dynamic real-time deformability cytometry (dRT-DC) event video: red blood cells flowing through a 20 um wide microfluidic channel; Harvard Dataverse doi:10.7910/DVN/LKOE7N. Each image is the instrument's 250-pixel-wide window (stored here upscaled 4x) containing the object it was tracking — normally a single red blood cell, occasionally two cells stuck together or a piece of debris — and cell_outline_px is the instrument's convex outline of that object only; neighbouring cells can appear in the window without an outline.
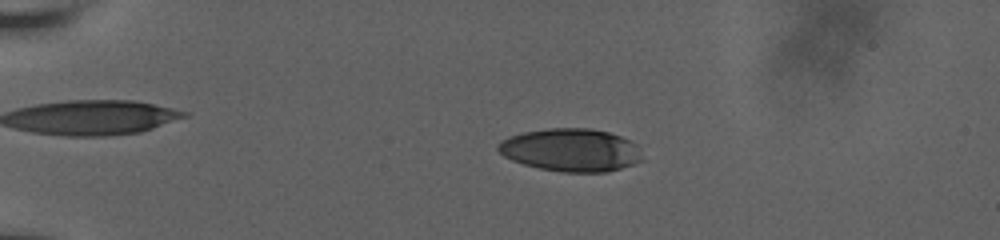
{"species": "human", "species_latin": "Homo sapiens", "temperature_condition": "room temperature", "stored_images_in_passage": 61, "camera_frame_rate_fps": 3000, "um_per_image_px": 0.085, "donor": {"sex": "male"}, "frame": {"image": 1, "passage_image": 16, "time_ms": 5.0, "image_size_px": [1000, 240], "cell_outline_px": [[644, 160], [620, 168], [604, 172], [560, 172], [540, 168], [524, 164], [512, 160], [504, 156], [496, 148], [500, 140], [508, 136], [524, 132], [548, 128], [592, 128], [608, 132], [620, 136], [636, 144]], "centroid_in_image_um": [48.51, 12.74], "position_along_channel_um": 36.5, "area_um2": 36.01}}
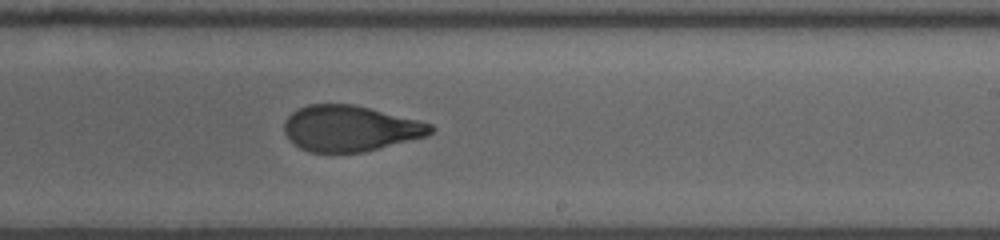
{"frame": {"image": 2, "passage_image": 40, "time_ms": 13.0, "image_size_px": [1000, 240], "cell_outline_px": [[436, 128], [432, 132], [424, 136], [364, 152], [308, 152], [300, 148], [284, 132], [284, 120], [292, 112], [308, 104], [352, 104], [432, 124]], "centroid_in_image_um": [29.72, 10.91], "position_along_channel_um": 259.3, "area_um2": 38.49}}
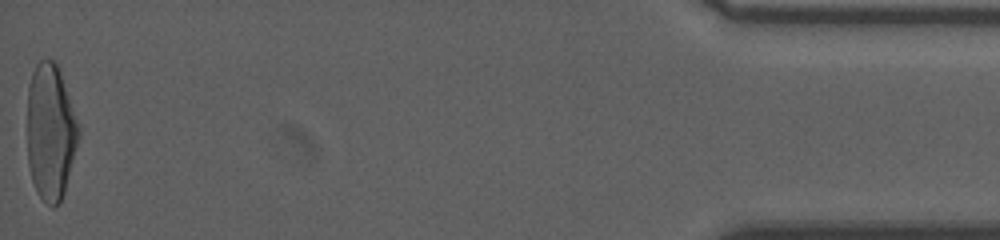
{"frame": {"image": 3, "passage_image": 61, "time_ms": 20.0, "image_size_px": [1000, 240], "cell_outline_px": [[80, 136], [64, 192], [60, 204], [52, 208], [36, 192], [32, 180], [28, 164], [28, 84], [32, 72], [36, 64], [40, 60], [52, 60], [56, 64], [60, 72], [80, 124]], "centroid_in_image_um": [4.31, 11.23], "position_along_channel_um": 430.9, "area_um2": 40.92}, "authors_computed_cell_mechanics": {"area_um2": 39.4774, "velocity_mm_per_s": 3.6724, "shape_relaxation_time_tau1_ms": 7.6464, "shape_relaxation_time_tau2_ms": 1.2651, "deformation_change_tau1": 0.2728, "deformation_change_tau2": 0.0798}}